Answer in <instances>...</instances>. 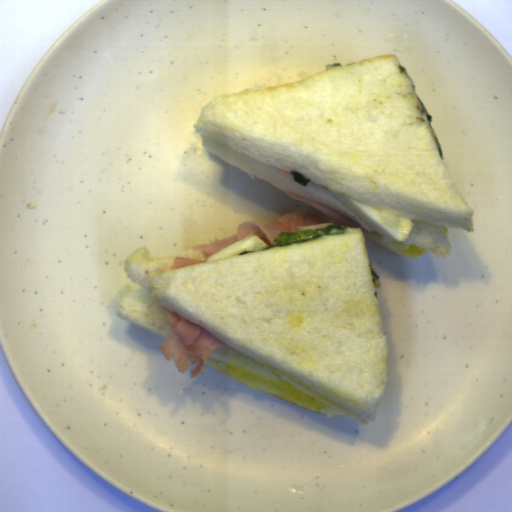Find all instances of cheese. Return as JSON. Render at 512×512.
<instances>
[{"instance_id":"39d9744d","label":"cheese","mask_w":512,"mask_h":512,"mask_svg":"<svg viewBox=\"0 0 512 512\" xmlns=\"http://www.w3.org/2000/svg\"><path fill=\"white\" fill-rule=\"evenodd\" d=\"M217 369L229 378L243 383L251 390H261L304 408L326 410L329 406L321 400L297 388L287 380L262 377L244 368L220 361Z\"/></svg>"}]
</instances>
